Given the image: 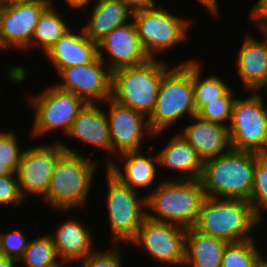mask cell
I'll use <instances>...</instances> for the list:
<instances>
[{
    "mask_svg": "<svg viewBox=\"0 0 267 267\" xmlns=\"http://www.w3.org/2000/svg\"><path fill=\"white\" fill-rule=\"evenodd\" d=\"M59 142L65 153L57 160L43 202L63 213L87 206L98 161ZM50 204V205H49Z\"/></svg>",
    "mask_w": 267,
    "mask_h": 267,
    "instance_id": "6da1fadb",
    "label": "cell"
},
{
    "mask_svg": "<svg viewBox=\"0 0 267 267\" xmlns=\"http://www.w3.org/2000/svg\"><path fill=\"white\" fill-rule=\"evenodd\" d=\"M163 180L150 190L149 195L146 194V217L186 229L193 228L206 198L200 180Z\"/></svg>",
    "mask_w": 267,
    "mask_h": 267,
    "instance_id": "7a4b0ae2",
    "label": "cell"
},
{
    "mask_svg": "<svg viewBox=\"0 0 267 267\" xmlns=\"http://www.w3.org/2000/svg\"><path fill=\"white\" fill-rule=\"evenodd\" d=\"M259 154L230 149L203 164L200 182L206 197L250 200Z\"/></svg>",
    "mask_w": 267,
    "mask_h": 267,
    "instance_id": "3957f363",
    "label": "cell"
},
{
    "mask_svg": "<svg viewBox=\"0 0 267 267\" xmlns=\"http://www.w3.org/2000/svg\"><path fill=\"white\" fill-rule=\"evenodd\" d=\"M176 63L162 77L156 104L148 118L151 138L159 137L178 120L196 115L193 88V61ZM185 116V117H184Z\"/></svg>",
    "mask_w": 267,
    "mask_h": 267,
    "instance_id": "277c9868",
    "label": "cell"
},
{
    "mask_svg": "<svg viewBox=\"0 0 267 267\" xmlns=\"http://www.w3.org/2000/svg\"><path fill=\"white\" fill-rule=\"evenodd\" d=\"M162 59L124 67L112 72L111 99L143 114L151 116L158 96L163 75L171 68Z\"/></svg>",
    "mask_w": 267,
    "mask_h": 267,
    "instance_id": "5b68a950",
    "label": "cell"
},
{
    "mask_svg": "<svg viewBox=\"0 0 267 267\" xmlns=\"http://www.w3.org/2000/svg\"><path fill=\"white\" fill-rule=\"evenodd\" d=\"M259 223L261 220L247 200L206 197L194 228L233 243L254 238L252 231L262 225Z\"/></svg>",
    "mask_w": 267,
    "mask_h": 267,
    "instance_id": "8992f818",
    "label": "cell"
},
{
    "mask_svg": "<svg viewBox=\"0 0 267 267\" xmlns=\"http://www.w3.org/2000/svg\"><path fill=\"white\" fill-rule=\"evenodd\" d=\"M179 15L170 13L161 4L132 15L143 51L150 59H156L178 44L181 46L189 38L192 21Z\"/></svg>",
    "mask_w": 267,
    "mask_h": 267,
    "instance_id": "52a82bcc",
    "label": "cell"
},
{
    "mask_svg": "<svg viewBox=\"0 0 267 267\" xmlns=\"http://www.w3.org/2000/svg\"><path fill=\"white\" fill-rule=\"evenodd\" d=\"M107 193L105 206L108 210V222L113 245L129 243L136 235L146 218V196H139V190H133L122 184L107 169Z\"/></svg>",
    "mask_w": 267,
    "mask_h": 267,
    "instance_id": "ba28073f",
    "label": "cell"
},
{
    "mask_svg": "<svg viewBox=\"0 0 267 267\" xmlns=\"http://www.w3.org/2000/svg\"><path fill=\"white\" fill-rule=\"evenodd\" d=\"M28 102L34 114L30 134L34 138L57 130L66 136L74 119L87 104L74 93L59 89L54 84L32 95Z\"/></svg>",
    "mask_w": 267,
    "mask_h": 267,
    "instance_id": "9c48e42d",
    "label": "cell"
},
{
    "mask_svg": "<svg viewBox=\"0 0 267 267\" xmlns=\"http://www.w3.org/2000/svg\"><path fill=\"white\" fill-rule=\"evenodd\" d=\"M238 96L228 126L231 149L267 154V108L262 92Z\"/></svg>",
    "mask_w": 267,
    "mask_h": 267,
    "instance_id": "30bf717a",
    "label": "cell"
},
{
    "mask_svg": "<svg viewBox=\"0 0 267 267\" xmlns=\"http://www.w3.org/2000/svg\"><path fill=\"white\" fill-rule=\"evenodd\" d=\"M186 233V228L146 217L128 244L140 246L156 262L183 267Z\"/></svg>",
    "mask_w": 267,
    "mask_h": 267,
    "instance_id": "8fae6325",
    "label": "cell"
},
{
    "mask_svg": "<svg viewBox=\"0 0 267 267\" xmlns=\"http://www.w3.org/2000/svg\"><path fill=\"white\" fill-rule=\"evenodd\" d=\"M65 152L59 141L24 148L16 174L25 200L45 196L55 164Z\"/></svg>",
    "mask_w": 267,
    "mask_h": 267,
    "instance_id": "7c38bea8",
    "label": "cell"
},
{
    "mask_svg": "<svg viewBox=\"0 0 267 267\" xmlns=\"http://www.w3.org/2000/svg\"><path fill=\"white\" fill-rule=\"evenodd\" d=\"M108 106L107 120L111 139V156L105 161V168L114 161V155L143 150V139L153 136L148 119L141 113L125 107L113 99L104 101ZM149 134V135H148ZM142 141V142H141ZM111 157V158H110Z\"/></svg>",
    "mask_w": 267,
    "mask_h": 267,
    "instance_id": "4fadbf2b",
    "label": "cell"
},
{
    "mask_svg": "<svg viewBox=\"0 0 267 267\" xmlns=\"http://www.w3.org/2000/svg\"><path fill=\"white\" fill-rule=\"evenodd\" d=\"M50 4L51 0H28L0 7V52L11 48L24 51L40 15Z\"/></svg>",
    "mask_w": 267,
    "mask_h": 267,
    "instance_id": "5bb4252c",
    "label": "cell"
},
{
    "mask_svg": "<svg viewBox=\"0 0 267 267\" xmlns=\"http://www.w3.org/2000/svg\"><path fill=\"white\" fill-rule=\"evenodd\" d=\"M58 74L62 80L54 85L86 103H103L111 98L112 72L99 57L87 65L64 68Z\"/></svg>",
    "mask_w": 267,
    "mask_h": 267,
    "instance_id": "9a60e30c",
    "label": "cell"
},
{
    "mask_svg": "<svg viewBox=\"0 0 267 267\" xmlns=\"http://www.w3.org/2000/svg\"><path fill=\"white\" fill-rule=\"evenodd\" d=\"M98 57L111 72L140 65L150 59L143 51L133 21L114 28L98 43Z\"/></svg>",
    "mask_w": 267,
    "mask_h": 267,
    "instance_id": "2e32d148",
    "label": "cell"
},
{
    "mask_svg": "<svg viewBox=\"0 0 267 267\" xmlns=\"http://www.w3.org/2000/svg\"><path fill=\"white\" fill-rule=\"evenodd\" d=\"M142 151L144 150L125 152L118 155L116 160L118 161L119 159L118 163L121 162L123 167L117 164L115 160L106 167L122 184L136 191L139 189L140 192L144 188L148 189L155 182L157 183L156 180H159V177L157 178L159 176L157 175L158 168H160L157 150L151 151L148 149L150 153L147 152L146 154Z\"/></svg>",
    "mask_w": 267,
    "mask_h": 267,
    "instance_id": "e0dca14e",
    "label": "cell"
},
{
    "mask_svg": "<svg viewBox=\"0 0 267 267\" xmlns=\"http://www.w3.org/2000/svg\"><path fill=\"white\" fill-rule=\"evenodd\" d=\"M74 218L70 216L65 222L59 223L55 231L53 229V232L49 233L61 262L68 265L79 264L97 250L92 227Z\"/></svg>",
    "mask_w": 267,
    "mask_h": 267,
    "instance_id": "ac0fdd59",
    "label": "cell"
},
{
    "mask_svg": "<svg viewBox=\"0 0 267 267\" xmlns=\"http://www.w3.org/2000/svg\"><path fill=\"white\" fill-rule=\"evenodd\" d=\"M257 39L249 34L245 36L243 45L238 50L236 72L243 84V89L261 91L267 87V38Z\"/></svg>",
    "mask_w": 267,
    "mask_h": 267,
    "instance_id": "d6986e66",
    "label": "cell"
},
{
    "mask_svg": "<svg viewBox=\"0 0 267 267\" xmlns=\"http://www.w3.org/2000/svg\"><path fill=\"white\" fill-rule=\"evenodd\" d=\"M191 124L178 131L196 151L203 163L231 149L228 126L203 120L197 115Z\"/></svg>",
    "mask_w": 267,
    "mask_h": 267,
    "instance_id": "ffe728a7",
    "label": "cell"
},
{
    "mask_svg": "<svg viewBox=\"0 0 267 267\" xmlns=\"http://www.w3.org/2000/svg\"><path fill=\"white\" fill-rule=\"evenodd\" d=\"M56 73L64 68L92 63L98 57V44L87 38L82 28L80 32L68 30L46 52Z\"/></svg>",
    "mask_w": 267,
    "mask_h": 267,
    "instance_id": "44dd1931",
    "label": "cell"
},
{
    "mask_svg": "<svg viewBox=\"0 0 267 267\" xmlns=\"http://www.w3.org/2000/svg\"><path fill=\"white\" fill-rule=\"evenodd\" d=\"M99 103H87L79 112L66 134L111 155V139L106 111Z\"/></svg>",
    "mask_w": 267,
    "mask_h": 267,
    "instance_id": "7402d4cb",
    "label": "cell"
},
{
    "mask_svg": "<svg viewBox=\"0 0 267 267\" xmlns=\"http://www.w3.org/2000/svg\"><path fill=\"white\" fill-rule=\"evenodd\" d=\"M158 151L159 167L176 171L174 180L200 179L203 161L197 151L177 132Z\"/></svg>",
    "mask_w": 267,
    "mask_h": 267,
    "instance_id": "603a6c76",
    "label": "cell"
},
{
    "mask_svg": "<svg viewBox=\"0 0 267 267\" xmlns=\"http://www.w3.org/2000/svg\"><path fill=\"white\" fill-rule=\"evenodd\" d=\"M93 2V9L90 10L91 17L88 23L83 25L82 30L84 35L94 43L98 44L114 28L132 21L133 13L123 0Z\"/></svg>",
    "mask_w": 267,
    "mask_h": 267,
    "instance_id": "cb8c5ba5",
    "label": "cell"
},
{
    "mask_svg": "<svg viewBox=\"0 0 267 267\" xmlns=\"http://www.w3.org/2000/svg\"><path fill=\"white\" fill-rule=\"evenodd\" d=\"M227 244L226 241L203 234L194 227L187 229L183 267H221Z\"/></svg>",
    "mask_w": 267,
    "mask_h": 267,
    "instance_id": "d4e9b609",
    "label": "cell"
},
{
    "mask_svg": "<svg viewBox=\"0 0 267 267\" xmlns=\"http://www.w3.org/2000/svg\"><path fill=\"white\" fill-rule=\"evenodd\" d=\"M51 4L42 12L35 27L31 43L24 50L27 52L29 49L41 48V53L46 52L54 45V43L63 36L71 28L68 25L69 21H65L64 14H59L57 8Z\"/></svg>",
    "mask_w": 267,
    "mask_h": 267,
    "instance_id": "484cf974",
    "label": "cell"
},
{
    "mask_svg": "<svg viewBox=\"0 0 267 267\" xmlns=\"http://www.w3.org/2000/svg\"><path fill=\"white\" fill-rule=\"evenodd\" d=\"M202 67V62L198 61V59L193 61V88L196 113L209 102L222 97L231 88L220 76L217 77L211 74L205 77L202 75Z\"/></svg>",
    "mask_w": 267,
    "mask_h": 267,
    "instance_id": "4316f807",
    "label": "cell"
},
{
    "mask_svg": "<svg viewBox=\"0 0 267 267\" xmlns=\"http://www.w3.org/2000/svg\"><path fill=\"white\" fill-rule=\"evenodd\" d=\"M18 262H23L25 267H60L63 265L49 232L30 239Z\"/></svg>",
    "mask_w": 267,
    "mask_h": 267,
    "instance_id": "83f0119b",
    "label": "cell"
},
{
    "mask_svg": "<svg viewBox=\"0 0 267 267\" xmlns=\"http://www.w3.org/2000/svg\"><path fill=\"white\" fill-rule=\"evenodd\" d=\"M255 238L228 243L223 253L221 267H260L265 260L257 249Z\"/></svg>",
    "mask_w": 267,
    "mask_h": 267,
    "instance_id": "f1b7e54d",
    "label": "cell"
},
{
    "mask_svg": "<svg viewBox=\"0 0 267 267\" xmlns=\"http://www.w3.org/2000/svg\"><path fill=\"white\" fill-rule=\"evenodd\" d=\"M255 215L262 221L263 212H267V154L258 155L256 158L253 187L248 201Z\"/></svg>",
    "mask_w": 267,
    "mask_h": 267,
    "instance_id": "f546056e",
    "label": "cell"
},
{
    "mask_svg": "<svg viewBox=\"0 0 267 267\" xmlns=\"http://www.w3.org/2000/svg\"><path fill=\"white\" fill-rule=\"evenodd\" d=\"M234 89H229L222 97L203 106L196 115L206 121L229 126L234 103L237 99ZM228 124V125H227Z\"/></svg>",
    "mask_w": 267,
    "mask_h": 267,
    "instance_id": "4dcf8cb0",
    "label": "cell"
},
{
    "mask_svg": "<svg viewBox=\"0 0 267 267\" xmlns=\"http://www.w3.org/2000/svg\"><path fill=\"white\" fill-rule=\"evenodd\" d=\"M15 130L0 131V163L16 173L24 148L19 145Z\"/></svg>",
    "mask_w": 267,
    "mask_h": 267,
    "instance_id": "1f68e13d",
    "label": "cell"
},
{
    "mask_svg": "<svg viewBox=\"0 0 267 267\" xmlns=\"http://www.w3.org/2000/svg\"><path fill=\"white\" fill-rule=\"evenodd\" d=\"M22 231V229L20 231L10 230L9 232H5V229L0 230V253L16 262L23 256L30 240Z\"/></svg>",
    "mask_w": 267,
    "mask_h": 267,
    "instance_id": "d6a6232c",
    "label": "cell"
},
{
    "mask_svg": "<svg viewBox=\"0 0 267 267\" xmlns=\"http://www.w3.org/2000/svg\"><path fill=\"white\" fill-rule=\"evenodd\" d=\"M16 173L0 177V206H14L15 208L24 204Z\"/></svg>",
    "mask_w": 267,
    "mask_h": 267,
    "instance_id": "836d02e7",
    "label": "cell"
},
{
    "mask_svg": "<svg viewBox=\"0 0 267 267\" xmlns=\"http://www.w3.org/2000/svg\"><path fill=\"white\" fill-rule=\"evenodd\" d=\"M119 245L105 252L96 250L78 264V267H122L123 256Z\"/></svg>",
    "mask_w": 267,
    "mask_h": 267,
    "instance_id": "e575fe53",
    "label": "cell"
},
{
    "mask_svg": "<svg viewBox=\"0 0 267 267\" xmlns=\"http://www.w3.org/2000/svg\"><path fill=\"white\" fill-rule=\"evenodd\" d=\"M123 1L133 14L157 6L156 0H123Z\"/></svg>",
    "mask_w": 267,
    "mask_h": 267,
    "instance_id": "d590c367",
    "label": "cell"
},
{
    "mask_svg": "<svg viewBox=\"0 0 267 267\" xmlns=\"http://www.w3.org/2000/svg\"><path fill=\"white\" fill-rule=\"evenodd\" d=\"M251 22H256L258 30L267 38V15H249Z\"/></svg>",
    "mask_w": 267,
    "mask_h": 267,
    "instance_id": "8d00e7d4",
    "label": "cell"
},
{
    "mask_svg": "<svg viewBox=\"0 0 267 267\" xmlns=\"http://www.w3.org/2000/svg\"><path fill=\"white\" fill-rule=\"evenodd\" d=\"M199 1V3H201V5L204 6V8H206L210 13V15H215V17L219 16V3L218 0H196ZM218 15V16H217Z\"/></svg>",
    "mask_w": 267,
    "mask_h": 267,
    "instance_id": "74e56055",
    "label": "cell"
},
{
    "mask_svg": "<svg viewBox=\"0 0 267 267\" xmlns=\"http://www.w3.org/2000/svg\"><path fill=\"white\" fill-rule=\"evenodd\" d=\"M91 1L93 0H64L63 2H65L67 6H69V9L78 10L82 8L85 12V9H87L86 6L92 5Z\"/></svg>",
    "mask_w": 267,
    "mask_h": 267,
    "instance_id": "f35d334b",
    "label": "cell"
},
{
    "mask_svg": "<svg viewBox=\"0 0 267 267\" xmlns=\"http://www.w3.org/2000/svg\"><path fill=\"white\" fill-rule=\"evenodd\" d=\"M249 15H267V0H257Z\"/></svg>",
    "mask_w": 267,
    "mask_h": 267,
    "instance_id": "ab89813d",
    "label": "cell"
},
{
    "mask_svg": "<svg viewBox=\"0 0 267 267\" xmlns=\"http://www.w3.org/2000/svg\"><path fill=\"white\" fill-rule=\"evenodd\" d=\"M16 263L12 258L0 253V267H16Z\"/></svg>",
    "mask_w": 267,
    "mask_h": 267,
    "instance_id": "60d3db41",
    "label": "cell"
},
{
    "mask_svg": "<svg viewBox=\"0 0 267 267\" xmlns=\"http://www.w3.org/2000/svg\"><path fill=\"white\" fill-rule=\"evenodd\" d=\"M25 1H28V0H0V7L14 4V3L25 2Z\"/></svg>",
    "mask_w": 267,
    "mask_h": 267,
    "instance_id": "b9f144b4",
    "label": "cell"
},
{
    "mask_svg": "<svg viewBox=\"0 0 267 267\" xmlns=\"http://www.w3.org/2000/svg\"><path fill=\"white\" fill-rule=\"evenodd\" d=\"M12 172L0 163V177L10 175Z\"/></svg>",
    "mask_w": 267,
    "mask_h": 267,
    "instance_id": "7bdbcfd3",
    "label": "cell"
},
{
    "mask_svg": "<svg viewBox=\"0 0 267 267\" xmlns=\"http://www.w3.org/2000/svg\"><path fill=\"white\" fill-rule=\"evenodd\" d=\"M260 267H267V260H265L261 263Z\"/></svg>",
    "mask_w": 267,
    "mask_h": 267,
    "instance_id": "ee69618b",
    "label": "cell"
}]
</instances>
